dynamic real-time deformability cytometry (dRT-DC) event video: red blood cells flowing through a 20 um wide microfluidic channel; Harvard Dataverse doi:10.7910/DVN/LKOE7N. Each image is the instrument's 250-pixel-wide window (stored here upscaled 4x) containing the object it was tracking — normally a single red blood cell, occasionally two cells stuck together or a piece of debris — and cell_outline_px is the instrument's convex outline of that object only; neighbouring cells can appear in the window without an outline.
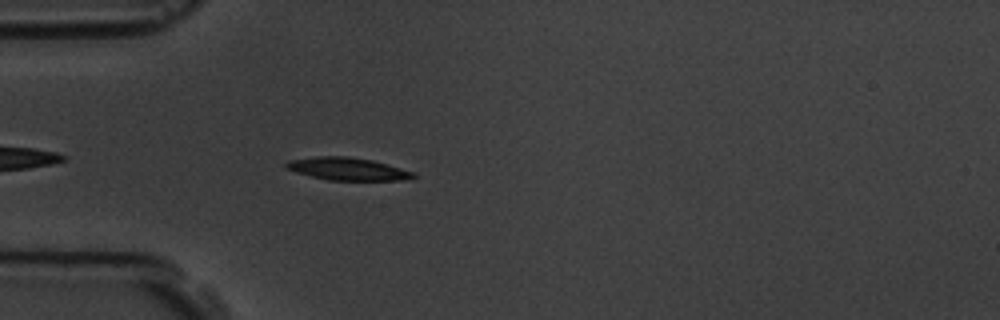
{"species": "common noctule bat (a hibernating species)", "species_latin": "Nyctalus noctula", "temperature_condition": "room temperature", "stored_images_in_passage": 44, "camera_frame_rate_fps": 3000, "um_per_image_px": 0.085, "animal": {"sex": "male", "body_mass_g": 19.5, "forearm_length_mm": 54.6}, "frame": {"image": 1, "passage_image": 4, "time_ms": 1.0, "image_size_px": [1000, 320], "cell_outline_px": [[416, 176], [408, 180], [328, 180], [296, 172], [284, 168], [284, 164], [288, 160], [316, 156], [348, 156], [372, 160], [416, 172]], "centroid_in_image_um": [29.54, 14.35], "position_along_channel_um": 55.5, "area_um2": 16.88}}
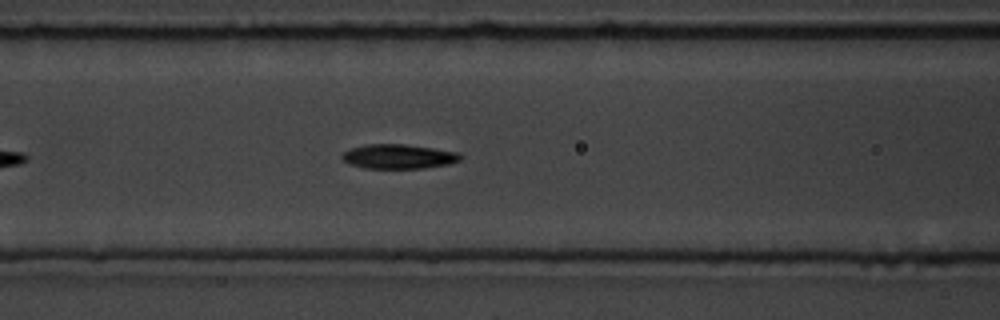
{"frame": {"image": 2, "passage_image": 11, "time_ms": 3.333, "image_size_px": [1000, 320], "cell_outline_px": [[464, 156], [460, 160], [448, 164], [424, 168], [364, 168], [348, 164], [340, 156], [344, 152], [352, 148], [364, 144], [404, 144], [460, 152]], "centroid_in_image_um": [33.89, 13.3], "position_along_channel_um": 132.7, "area_um2": 16.94}}
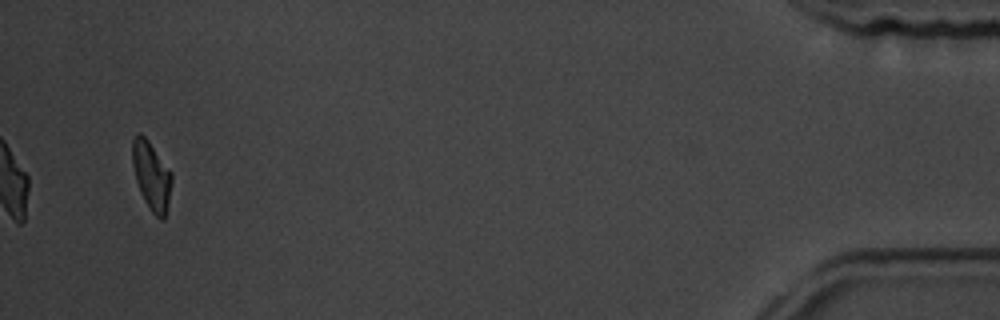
{"frame": {"image": 3, "passage_image": 42, "time_ms": 13.667, "image_size_px": [1000, 320], "cell_outline_px": [[172, 180], [164, 220], [160, 220], [152, 212], [144, 200], [140, 192], [136, 180], [132, 164], [132, 140], [140, 132], [148, 140], [172, 172]], "centroid_in_image_um": [12.87, 14.93], "position_along_channel_um": 422.3, "area_um2": 15.55}, "authors_computed_cell_mechanics": {"area_um2": 16.5308, "velocity_mm_per_s": 3.5964, "shape_relaxation_time_tau1_ms": 4.8149, "shape_relaxation_time_tau2_ms": 5.3674, "deformation_change_tau1": 0.2185, "deformation_change_tau2": 0.1215}}